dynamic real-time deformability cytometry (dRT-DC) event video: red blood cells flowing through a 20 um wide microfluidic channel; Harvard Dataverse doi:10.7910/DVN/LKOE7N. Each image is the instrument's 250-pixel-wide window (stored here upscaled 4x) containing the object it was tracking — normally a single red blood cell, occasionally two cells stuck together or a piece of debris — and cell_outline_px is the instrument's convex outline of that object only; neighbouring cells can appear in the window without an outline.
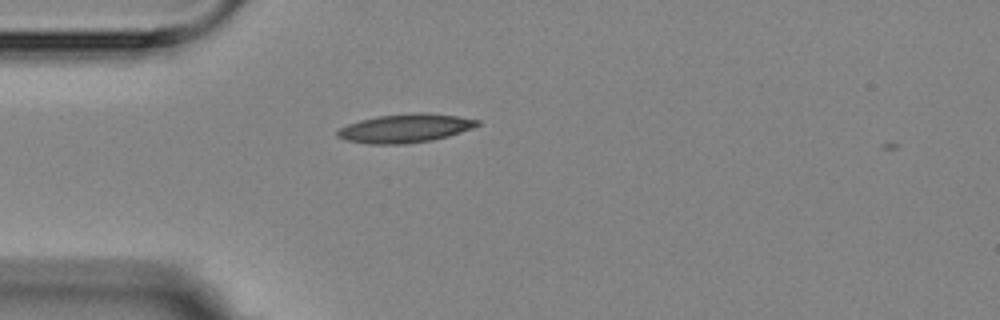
{"species": "Egyptian fruit bat (a non-hibernating species)", "species_latin": "Rousettus aegyptiacus", "temperature_condition": "room temperature", "stored_images_in_passage": 3, "camera_frame_rate_fps": 3000, "um_per_image_px": 0.085, "animal": {"sex": "female"}, "frame": {"image": 1, "passage_image": 2, "time_ms": 1.0, "image_size_px": [1000, 320], "cell_outline_px": [[480, 124], [472, 128], [448, 136], [432, 140], [404, 144], [368, 144], [348, 140], [336, 136], [336, 132], [340, 128], [348, 124], [360, 120], [376, 116], [416, 112], [424, 112], [456, 116], [480, 120]], "centroid_in_image_um": [34.44, 10.9], "position_along_channel_um": 50.6, "area_um2": 23.29}}